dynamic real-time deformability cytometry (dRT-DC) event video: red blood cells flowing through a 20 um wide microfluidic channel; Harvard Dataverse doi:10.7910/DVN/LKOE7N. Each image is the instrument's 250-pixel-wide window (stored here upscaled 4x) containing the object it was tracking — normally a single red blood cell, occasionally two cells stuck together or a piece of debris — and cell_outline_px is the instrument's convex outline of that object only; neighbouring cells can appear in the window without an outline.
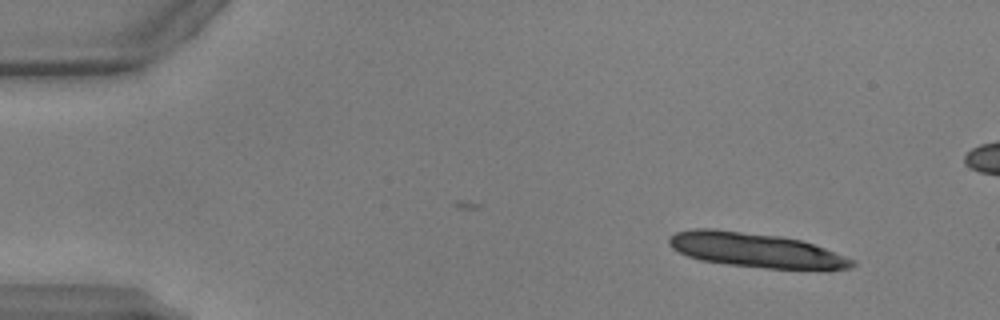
{"species": "common noctule bat (a hibernating species)", "species_latin": "Nyctalus noctula", "temperature_condition": "warm", "stored_images_in_passage": 11, "camera_frame_rate_fps": 3000, "um_per_image_px": 0.085, "animal": {"sex": "male", "body_mass_g": 17.9, "forearm_length_mm": 54.2}, "frame": {"image": 1, "passage_image": 1, "time_ms": 0.0, "image_size_px": [1000, 320], "cell_outline_px": [[856, 264], [852, 268], [828, 272], [764, 268], [728, 264], [700, 260], [688, 256], [672, 248], [668, 244], [668, 236], [676, 232], [692, 228], [716, 228], [780, 236], [800, 240], [824, 248], [856, 260]], "centroid_in_image_um": [64.32, 21.29], "position_along_channel_um": 20.7, "area_um2": 37.8}}